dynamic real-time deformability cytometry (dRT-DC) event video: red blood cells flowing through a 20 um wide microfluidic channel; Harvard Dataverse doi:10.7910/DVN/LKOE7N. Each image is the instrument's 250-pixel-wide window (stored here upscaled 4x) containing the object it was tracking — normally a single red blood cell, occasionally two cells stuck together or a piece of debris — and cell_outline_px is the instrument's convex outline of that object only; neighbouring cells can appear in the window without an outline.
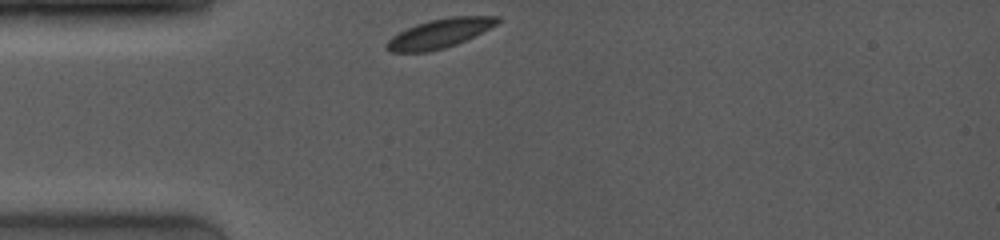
{"species": "common noctule bat (a hibernating species)", "species_latin": "Nyctalus noctula", "temperature_condition": "room temperature", "stored_images_in_passage": 41, "camera_frame_rate_fps": 4000, "um_per_image_px": 0.085, "animal": {"sex": "female", "body_mass_g": 19.0, "forearm_length_mm": 53.3}, "frame": {"image": 1, "passage_image": 1, "time_ms": 0.0, "image_size_px": [1000, 240], "cell_outline_px": [[500, 20], [496, 24], [456, 44], [444, 48], [428, 52], [392, 52], [384, 48], [384, 44], [392, 36], [416, 24], [428, 20], [452, 16], [500, 16]], "centroid_in_image_um": [37.31, 2.84], "position_along_channel_um": 47.7, "area_um2": 18.55}}
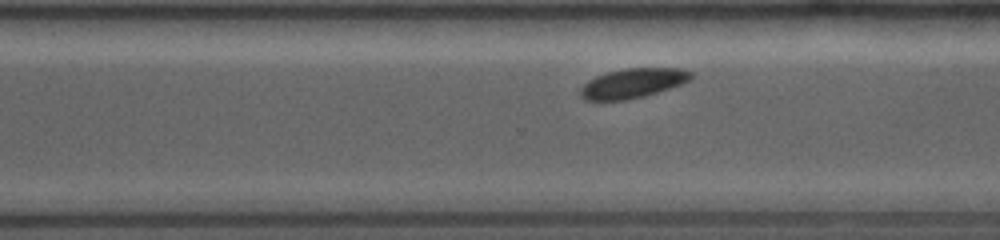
{"frame": {"image": 2, "passage_image": 31, "time_ms": 7.25, "image_size_px": [1000, 240], "cell_outline_px": [[692, 76], [688, 80], [680, 84], [644, 96], [624, 100], [584, 100], [580, 96], [580, 88], [588, 80], [596, 76], [608, 72], [624, 68], [680, 68], [692, 72]], "centroid_in_image_um": [53.74, 7.07], "position_along_channel_um": 316.9, "area_um2": 18.84}}
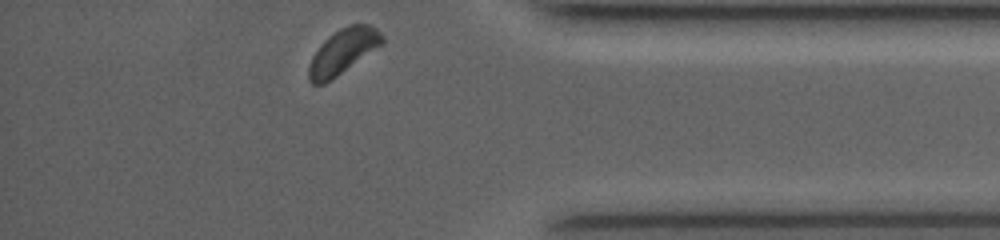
{"frame": {"image": 3, "passage_image": 41, "time_ms": 9.75, "image_size_px": [1000, 240], "cell_outline_px": [[384, 44], [324, 84], [312, 84], [308, 80], [308, 68], [312, 56], [320, 44], [328, 36], [340, 28], [352, 24], [368, 24], [376, 28], [384, 36]], "centroid_in_image_um": [29.15, 4.37], "position_along_channel_um": 406.0, "area_um2": 19.25}, "authors_computed_cell_mechanics": {"area_um2": 19.2474, "velocity_mm_per_s": 3.9228, "shape_relaxation_time_tau1_ms": 9.2469, "shape_relaxation_time_tau2_ms": null, "deformation_change_tau1": 0.2058, "deformation_change_tau2": null}}